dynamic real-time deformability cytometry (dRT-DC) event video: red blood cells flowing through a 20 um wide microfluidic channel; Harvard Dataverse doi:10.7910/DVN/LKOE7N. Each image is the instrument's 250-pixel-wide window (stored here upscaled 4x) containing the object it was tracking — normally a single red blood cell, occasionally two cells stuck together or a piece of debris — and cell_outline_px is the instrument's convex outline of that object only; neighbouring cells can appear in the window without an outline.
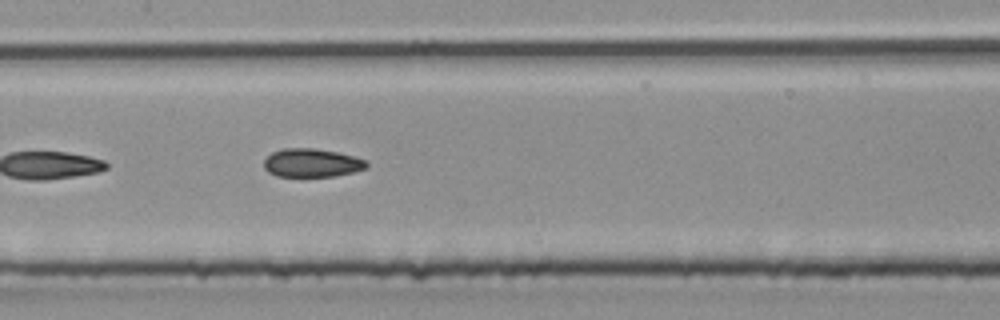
{"species": "common noctule bat (a hibernating species)", "species_latin": "Nyctalus noctula", "temperature_condition": "room temperature", "stored_images_in_passage": 23, "segment_of_instrument_passage": [2, 2], "camera_frame_rate_fps": 3000, "um_per_image_px": 0.085, "animal": {"sex": "male", "body_mass_g": 20.4}, "frame": {"image": 1, "passage_image": 20, "time_ms": 6.333, "image_size_px": [1000, 320], "cell_outline_px": [[368, 168], [352, 172], [332, 176], [276, 176], [268, 172], [264, 168], [264, 160], [272, 152], [284, 148], [316, 148], [336, 152], [352, 156], [364, 160], [368, 164]], "centroid_in_image_um": [26.47, 13.84], "position_along_channel_um": 180.9, "area_um2": 16.88}}